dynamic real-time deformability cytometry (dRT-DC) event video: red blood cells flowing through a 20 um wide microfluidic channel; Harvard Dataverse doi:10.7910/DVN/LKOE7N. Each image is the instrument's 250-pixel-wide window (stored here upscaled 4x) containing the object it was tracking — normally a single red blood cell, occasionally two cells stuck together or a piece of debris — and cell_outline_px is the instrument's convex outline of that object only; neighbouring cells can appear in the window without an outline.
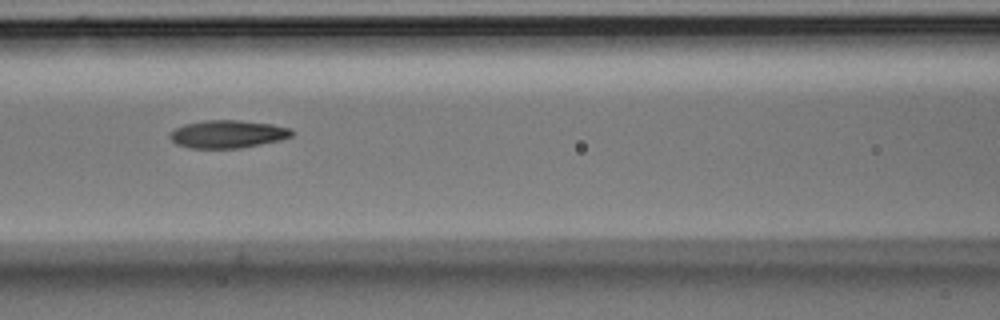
{"species": "Egyptian fruit bat (a non-hibernating species)", "species_latin": "Rousettus aegyptiacus", "temperature_condition": "room temperature", "stored_images_in_passage": 15, "camera_frame_rate_fps": 3000, "um_per_image_px": 0.085, "animal": {"sex": "male"}, "frame": {"image": 1, "passage_image": 7, "time_ms": 2.0, "image_size_px": [1000, 320], "cell_outline_px": [[292, 136], [280, 140], [240, 148], [188, 148], [176, 144], [168, 136], [176, 128], [184, 124], [204, 120], [240, 120], [272, 124], [292, 128]], "centroid_in_image_um": [19.35, 11.39], "position_along_channel_um": 147.3, "area_um2": 19.77}}
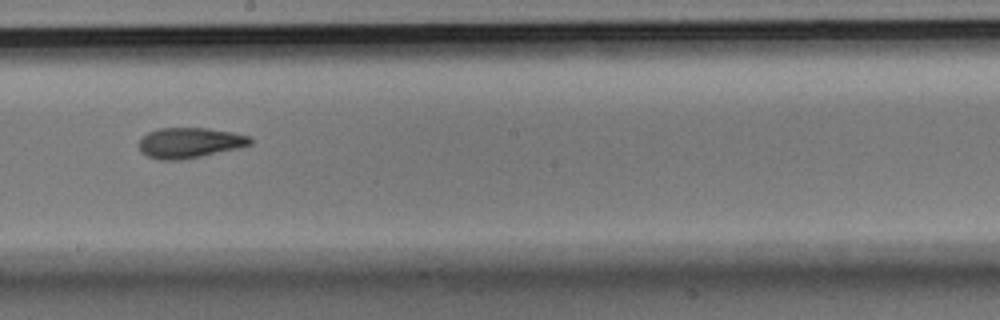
{"frame": {"image": 2, "passage_image": 9, "time_ms": 2.667, "image_size_px": [1000, 320], "cell_outline_px": [[252, 144], [240, 148], [180, 160], [160, 160], [148, 156], [140, 152], [140, 140], [148, 132], [160, 128], [208, 128], [232, 132], [252, 136]], "centroid_in_image_um": [16.16, 12.13], "position_along_channel_um": 232.0, "area_um2": 19.71}}
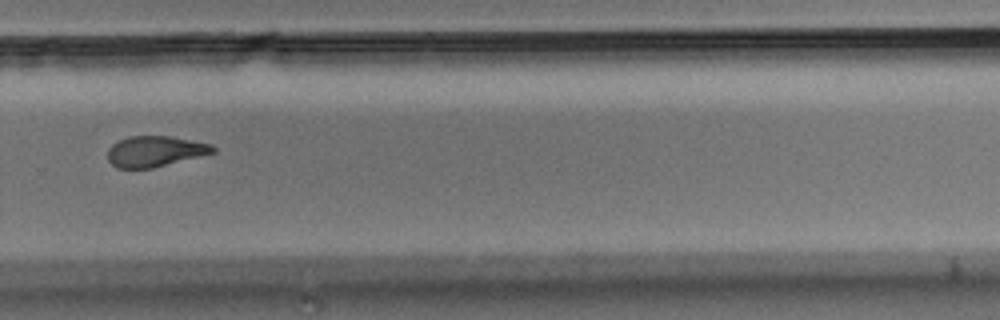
{"frame": {"image": 3, "passage_image": 11, "time_ms": 3.333, "image_size_px": [1000, 320], "cell_outline_px": [[216, 152], [152, 168], [116, 168], [108, 160], [108, 148], [112, 144], [128, 136], [172, 136], [212, 144], [216, 148]], "centroid_in_image_um": [13.18, 12.85], "position_along_channel_um": 316.6, "area_um2": 18.84}}